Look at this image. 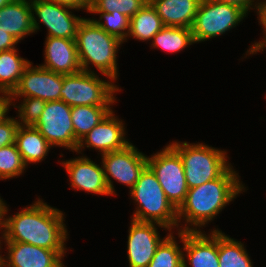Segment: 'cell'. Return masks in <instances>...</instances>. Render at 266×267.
<instances>
[{
    "label": "cell",
    "mask_w": 266,
    "mask_h": 267,
    "mask_svg": "<svg viewBox=\"0 0 266 267\" xmlns=\"http://www.w3.org/2000/svg\"><path fill=\"white\" fill-rule=\"evenodd\" d=\"M112 81L102 80L97 73L83 70L63 75L60 100L71 107L112 106L116 102L115 92L120 91Z\"/></svg>",
    "instance_id": "cell-6"
},
{
    "label": "cell",
    "mask_w": 266,
    "mask_h": 267,
    "mask_svg": "<svg viewBox=\"0 0 266 267\" xmlns=\"http://www.w3.org/2000/svg\"><path fill=\"white\" fill-rule=\"evenodd\" d=\"M61 163L69 174L70 186L73 189L84 190L88 194L111 195L102 164L100 167L86 156L71 158Z\"/></svg>",
    "instance_id": "cell-17"
},
{
    "label": "cell",
    "mask_w": 266,
    "mask_h": 267,
    "mask_svg": "<svg viewBox=\"0 0 266 267\" xmlns=\"http://www.w3.org/2000/svg\"><path fill=\"white\" fill-rule=\"evenodd\" d=\"M19 126L17 118L9 116L0 122V149L15 143Z\"/></svg>",
    "instance_id": "cell-32"
},
{
    "label": "cell",
    "mask_w": 266,
    "mask_h": 267,
    "mask_svg": "<svg viewBox=\"0 0 266 267\" xmlns=\"http://www.w3.org/2000/svg\"><path fill=\"white\" fill-rule=\"evenodd\" d=\"M164 24L156 10L148 2L130 18L129 36L135 40L149 41L158 33Z\"/></svg>",
    "instance_id": "cell-23"
},
{
    "label": "cell",
    "mask_w": 266,
    "mask_h": 267,
    "mask_svg": "<svg viewBox=\"0 0 266 267\" xmlns=\"http://www.w3.org/2000/svg\"><path fill=\"white\" fill-rule=\"evenodd\" d=\"M246 15L237 6L215 0H201L191 28L195 43L225 34L235 28Z\"/></svg>",
    "instance_id": "cell-7"
},
{
    "label": "cell",
    "mask_w": 266,
    "mask_h": 267,
    "mask_svg": "<svg viewBox=\"0 0 266 267\" xmlns=\"http://www.w3.org/2000/svg\"><path fill=\"white\" fill-rule=\"evenodd\" d=\"M101 156L111 195H117L115 194L112 178L128 186L131 190L139 179L141 172L147 166V156L138 151L132 143L122 150L105 153Z\"/></svg>",
    "instance_id": "cell-10"
},
{
    "label": "cell",
    "mask_w": 266,
    "mask_h": 267,
    "mask_svg": "<svg viewBox=\"0 0 266 267\" xmlns=\"http://www.w3.org/2000/svg\"><path fill=\"white\" fill-rule=\"evenodd\" d=\"M12 0H0V8L8 3H10Z\"/></svg>",
    "instance_id": "cell-40"
},
{
    "label": "cell",
    "mask_w": 266,
    "mask_h": 267,
    "mask_svg": "<svg viewBox=\"0 0 266 267\" xmlns=\"http://www.w3.org/2000/svg\"><path fill=\"white\" fill-rule=\"evenodd\" d=\"M18 49L0 52V90L10 93L18 86L24 69L30 61L19 56Z\"/></svg>",
    "instance_id": "cell-24"
},
{
    "label": "cell",
    "mask_w": 266,
    "mask_h": 267,
    "mask_svg": "<svg viewBox=\"0 0 266 267\" xmlns=\"http://www.w3.org/2000/svg\"><path fill=\"white\" fill-rule=\"evenodd\" d=\"M129 192L137 204L131 219L158 223L169 232L178 228L177 210L168 201L155 173L148 165Z\"/></svg>",
    "instance_id": "cell-4"
},
{
    "label": "cell",
    "mask_w": 266,
    "mask_h": 267,
    "mask_svg": "<svg viewBox=\"0 0 266 267\" xmlns=\"http://www.w3.org/2000/svg\"><path fill=\"white\" fill-rule=\"evenodd\" d=\"M258 17L257 19L259 20L260 25L263 28V33L265 35H263V39L259 42H254V44H252L249 48V50H247L246 52V56L247 55H254L257 54V52L263 51L265 50V46H266V0L262 1L257 13Z\"/></svg>",
    "instance_id": "cell-33"
},
{
    "label": "cell",
    "mask_w": 266,
    "mask_h": 267,
    "mask_svg": "<svg viewBox=\"0 0 266 267\" xmlns=\"http://www.w3.org/2000/svg\"><path fill=\"white\" fill-rule=\"evenodd\" d=\"M153 48L175 53L195 43L191 28L164 26L152 38Z\"/></svg>",
    "instance_id": "cell-26"
},
{
    "label": "cell",
    "mask_w": 266,
    "mask_h": 267,
    "mask_svg": "<svg viewBox=\"0 0 266 267\" xmlns=\"http://www.w3.org/2000/svg\"><path fill=\"white\" fill-rule=\"evenodd\" d=\"M147 165L155 173L168 201L178 210L188 192L184 165L179 153L169 144L147 157Z\"/></svg>",
    "instance_id": "cell-8"
},
{
    "label": "cell",
    "mask_w": 266,
    "mask_h": 267,
    "mask_svg": "<svg viewBox=\"0 0 266 267\" xmlns=\"http://www.w3.org/2000/svg\"><path fill=\"white\" fill-rule=\"evenodd\" d=\"M110 106L71 107V119L75 132V140L79 143L96 125H98L110 112Z\"/></svg>",
    "instance_id": "cell-22"
},
{
    "label": "cell",
    "mask_w": 266,
    "mask_h": 267,
    "mask_svg": "<svg viewBox=\"0 0 266 267\" xmlns=\"http://www.w3.org/2000/svg\"><path fill=\"white\" fill-rule=\"evenodd\" d=\"M236 172L230 165L218 178L188 189L184 203L177 210V231L200 232V227L215 219L227 204L244 192L246 189ZM181 219L185 220V226L179 224Z\"/></svg>",
    "instance_id": "cell-2"
},
{
    "label": "cell",
    "mask_w": 266,
    "mask_h": 267,
    "mask_svg": "<svg viewBox=\"0 0 266 267\" xmlns=\"http://www.w3.org/2000/svg\"><path fill=\"white\" fill-rule=\"evenodd\" d=\"M45 62L41 66L55 73L68 75L81 71L75 39L46 37Z\"/></svg>",
    "instance_id": "cell-18"
},
{
    "label": "cell",
    "mask_w": 266,
    "mask_h": 267,
    "mask_svg": "<svg viewBox=\"0 0 266 267\" xmlns=\"http://www.w3.org/2000/svg\"><path fill=\"white\" fill-rule=\"evenodd\" d=\"M100 15V20L92 19L98 26L105 30L108 34L117 37L120 41L127 42L129 29H130V18L117 12L111 13L106 12H89ZM104 20V22H102ZM106 21V22H105Z\"/></svg>",
    "instance_id": "cell-28"
},
{
    "label": "cell",
    "mask_w": 266,
    "mask_h": 267,
    "mask_svg": "<svg viewBox=\"0 0 266 267\" xmlns=\"http://www.w3.org/2000/svg\"><path fill=\"white\" fill-rule=\"evenodd\" d=\"M164 26L192 28L201 0H148Z\"/></svg>",
    "instance_id": "cell-20"
},
{
    "label": "cell",
    "mask_w": 266,
    "mask_h": 267,
    "mask_svg": "<svg viewBox=\"0 0 266 267\" xmlns=\"http://www.w3.org/2000/svg\"><path fill=\"white\" fill-rule=\"evenodd\" d=\"M0 122L8 117V111L10 106L14 103L12 102L11 93L8 91L0 90Z\"/></svg>",
    "instance_id": "cell-35"
},
{
    "label": "cell",
    "mask_w": 266,
    "mask_h": 267,
    "mask_svg": "<svg viewBox=\"0 0 266 267\" xmlns=\"http://www.w3.org/2000/svg\"><path fill=\"white\" fill-rule=\"evenodd\" d=\"M52 147H64L76 152L78 142L71 119V106L62 100L46 102L42 115L34 126Z\"/></svg>",
    "instance_id": "cell-9"
},
{
    "label": "cell",
    "mask_w": 266,
    "mask_h": 267,
    "mask_svg": "<svg viewBox=\"0 0 266 267\" xmlns=\"http://www.w3.org/2000/svg\"><path fill=\"white\" fill-rule=\"evenodd\" d=\"M77 53L81 69L92 71L89 64L110 80H117V53L123 44L117 37L108 34L92 19L84 18L76 34Z\"/></svg>",
    "instance_id": "cell-3"
},
{
    "label": "cell",
    "mask_w": 266,
    "mask_h": 267,
    "mask_svg": "<svg viewBox=\"0 0 266 267\" xmlns=\"http://www.w3.org/2000/svg\"><path fill=\"white\" fill-rule=\"evenodd\" d=\"M147 3L148 0H93L88 12L111 13L117 11L131 18Z\"/></svg>",
    "instance_id": "cell-30"
},
{
    "label": "cell",
    "mask_w": 266,
    "mask_h": 267,
    "mask_svg": "<svg viewBox=\"0 0 266 267\" xmlns=\"http://www.w3.org/2000/svg\"><path fill=\"white\" fill-rule=\"evenodd\" d=\"M219 267H253V263L241 241L218 231Z\"/></svg>",
    "instance_id": "cell-25"
},
{
    "label": "cell",
    "mask_w": 266,
    "mask_h": 267,
    "mask_svg": "<svg viewBox=\"0 0 266 267\" xmlns=\"http://www.w3.org/2000/svg\"><path fill=\"white\" fill-rule=\"evenodd\" d=\"M23 101L20 105H14L18 110V123L21 126H35L38 122L46 102L39 98L22 97ZM20 118V119H19ZM21 120V121H20Z\"/></svg>",
    "instance_id": "cell-31"
},
{
    "label": "cell",
    "mask_w": 266,
    "mask_h": 267,
    "mask_svg": "<svg viewBox=\"0 0 266 267\" xmlns=\"http://www.w3.org/2000/svg\"><path fill=\"white\" fill-rule=\"evenodd\" d=\"M218 228L209 235L200 232H180L178 237L183 243V267H219ZM188 259V263L186 261Z\"/></svg>",
    "instance_id": "cell-16"
},
{
    "label": "cell",
    "mask_w": 266,
    "mask_h": 267,
    "mask_svg": "<svg viewBox=\"0 0 266 267\" xmlns=\"http://www.w3.org/2000/svg\"><path fill=\"white\" fill-rule=\"evenodd\" d=\"M30 3L35 32L40 29L39 24L42 23L48 30L47 37L76 39L77 28L84 18L69 11L75 8L49 0H30Z\"/></svg>",
    "instance_id": "cell-11"
},
{
    "label": "cell",
    "mask_w": 266,
    "mask_h": 267,
    "mask_svg": "<svg viewBox=\"0 0 266 267\" xmlns=\"http://www.w3.org/2000/svg\"><path fill=\"white\" fill-rule=\"evenodd\" d=\"M49 1L75 8V10L85 9L87 11L90 9L93 2V0H49Z\"/></svg>",
    "instance_id": "cell-36"
},
{
    "label": "cell",
    "mask_w": 266,
    "mask_h": 267,
    "mask_svg": "<svg viewBox=\"0 0 266 267\" xmlns=\"http://www.w3.org/2000/svg\"><path fill=\"white\" fill-rule=\"evenodd\" d=\"M173 232L157 247L155 255L147 267H183V253Z\"/></svg>",
    "instance_id": "cell-27"
},
{
    "label": "cell",
    "mask_w": 266,
    "mask_h": 267,
    "mask_svg": "<svg viewBox=\"0 0 266 267\" xmlns=\"http://www.w3.org/2000/svg\"><path fill=\"white\" fill-rule=\"evenodd\" d=\"M64 214L39 198L31 206L6 217L4 241L66 251L68 231L64 223Z\"/></svg>",
    "instance_id": "cell-1"
},
{
    "label": "cell",
    "mask_w": 266,
    "mask_h": 267,
    "mask_svg": "<svg viewBox=\"0 0 266 267\" xmlns=\"http://www.w3.org/2000/svg\"><path fill=\"white\" fill-rule=\"evenodd\" d=\"M0 30L11 34L18 42L35 33L30 0H12L0 8Z\"/></svg>",
    "instance_id": "cell-19"
},
{
    "label": "cell",
    "mask_w": 266,
    "mask_h": 267,
    "mask_svg": "<svg viewBox=\"0 0 266 267\" xmlns=\"http://www.w3.org/2000/svg\"><path fill=\"white\" fill-rule=\"evenodd\" d=\"M125 126L123 121L114 114L112 110L98 125H96L78 143L77 153H81L82 148H95L100 154L119 151L131 144L125 139Z\"/></svg>",
    "instance_id": "cell-15"
},
{
    "label": "cell",
    "mask_w": 266,
    "mask_h": 267,
    "mask_svg": "<svg viewBox=\"0 0 266 267\" xmlns=\"http://www.w3.org/2000/svg\"><path fill=\"white\" fill-rule=\"evenodd\" d=\"M129 227L127 253L130 267H147L155 255L157 247L167 237L160 238L158 227L167 228L152 222L131 219Z\"/></svg>",
    "instance_id": "cell-13"
},
{
    "label": "cell",
    "mask_w": 266,
    "mask_h": 267,
    "mask_svg": "<svg viewBox=\"0 0 266 267\" xmlns=\"http://www.w3.org/2000/svg\"><path fill=\"white\" fill-rule=\"evenodd\" d=\"M26 167L15 143L0 149V180L20 176Z\"/></svg>",
    "instance_id": "cell-29"
},
{
    "label": "cell",
    "mask_w": 266,
    "mask_h": 267,
    "mask_svg": "<svg viewBox=\"0 0 266 267\" xmlns=\"http://www.w3.org/2000/svg\"><path fill=\"white\" fill-rule=\"evenodd\" d=\"M32 65L30 62L24 69L18 86L11 93L12 101L19 97L39 98L45 102L60 100L63 74Z\"/></svg>",
    "instance_id": "cell-12"
},
{
    "label": "cell",
    "mask_w": 266,
    "mask_h": 267,
    "mask_svg": "<svg viewBox=\"0 0 266 267\" xmlns=\"http://www.w3.org/2000/svg\"><path fill=\"white\" fill-rule=\"evenodd\" d=\"M8 254L0 267H65L66 251H54L22 242L4 241Z\"/></svg>",
    "instance_id": "cell-14"
},
{
    "label": "cell",
    "mask_w": 266,
    "mask_h": 267,
    "mask_svg": "<svg viewBox=\"0 0 266 267\" xmlns=\"http://www.w3.org/2000/svg\"><path fill=\"white\" fill-rule=\"evenodd\" d=\"M0 228H1V229H0V230H1L0 233L2 234V237L0 238V249H1V248H2V247H1V245H2V242H1V241H3V239H5V238H4V229H5V226H0ZM2 230H3V231H2ZM1 239H2V240H1ZM2 257H3V256L0 254V261L2 260Z\"/></svg>",
    "instance_id": "cell-39"
},
{
    "label": "cell",
    "mask_w": 266,
    "mask_h": 267,
    "mask_svg": "<svg viewBox=\"0 0 266 267\" xmlns=\"http://www.w3.org/2000/svg\"><path fill=\"white\" fill-rule=\"evenodd\" d=\"M179 153L188 189L218 178L230 165L227 152L202 143L170 142Z\"/></svg>",
    "instance_id": "cell-5"
},
{
    "label": "cell",
    "mask_w": 266,
    "mask_h": 267,
    "mask_svg": "<svg viewBox=\"0 0 266 267\" xmlns=\"http://www.w3.org/2000/svg\"><path fill=\"white\" fill-rule=\"evenodd\" d=\"M19 43L11 34L0 30V52L15 49V45Z\"/></svg>",
    "instance_id": "cell-37"
},
{
    "label": "cell",
    "mask_w": 266,
    "mask_h": 267,
    "mask_svg": "<svg viewBox=\"0 0 266 267\" xmlns=\"http://www.w3.org/2000/svg\"><path fill=\"white\" fill-rule=\"evenodd\" d=\"M15 145L26 166L29 163L41 162L48 155L52 146L43 135L33 126H19Z\"/></svg>",
    "instance_id": "cell-21"
},
{
    "label": "cell",
    "mask_w": 266,
    "mask_h": 267,
    "mask_svg": "<svg viewBox=\"0 0 266 267\" xmlns=\"http://www.w3.org/2000/svg\"><path fill=\"white\" fill-rule=\"evenodd\" d=\"M6 205L7 204H5V201H3V199H1L0 197V226H5V217L7 216L6 214L8 212V208Z\"/></svg>",
    "instance_id": "cell-38"
},
{
    "label": "cell",
    "mask_w": 266,
    "mask_h": 267,
    "mask_svg": "<svg viewBox=\"0 0 266 267\" xmlns=\"http://www.w3.org/2000/svg\"><path fill=\"white\" fill-rule=\"evenodd\" d=\"M215 1L237 6L241 9H243L246 13H248V11L250 9L251 10L255 9V10H257V13H258V10H259L260 4H261V1H259V0H257L256 2H255V0H215ZM253 2H255V3H253Z\"/></svg>",
    "instance_id": "cell-34"
}]
</instances>
